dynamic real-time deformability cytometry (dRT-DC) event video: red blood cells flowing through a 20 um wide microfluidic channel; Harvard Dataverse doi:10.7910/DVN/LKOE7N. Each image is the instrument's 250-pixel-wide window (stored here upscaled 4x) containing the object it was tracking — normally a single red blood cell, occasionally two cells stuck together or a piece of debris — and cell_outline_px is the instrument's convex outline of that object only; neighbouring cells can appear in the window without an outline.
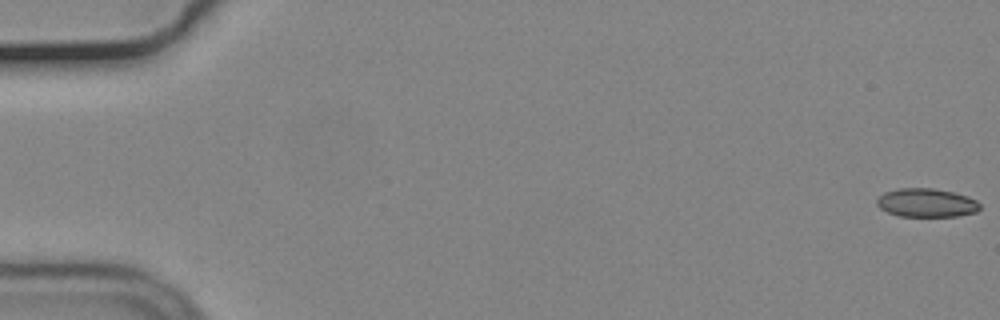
{"species": "common noctule bat (a hibernating species)", "species_latin": "Nyctalus noctula", "temperature_condition": "cold", "stored_images_in_passage": 56, "camera_frame_rate_fps": 3000, "um_per_image_px": 0.085, "animal": {"sex": "male", "body_mass_g": 19.2, "forearm_length_mm": 51.8}, "frame": {"image": 1, "passage_image": 1, "time_ms": 0.0, "image_size_px": [1000, 320], "cell_outline_px": [[980, 208], [976, 212], [956, 216], [900, 216], [888, 212], [880, 208], [876, 204], [876, 200], [884, 192], [896, 188], [932, 188], [952, 192], [968, 196], [976, 200], [980, 204]], "centroid_in_image_um": [78.74, 17.23], "position_along_channel_um": 6.3, "area_um2": 17.17}}
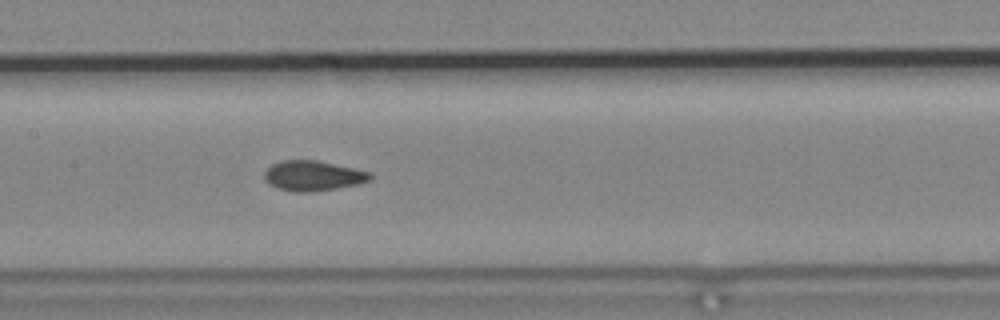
{"frame": {"image": 2, "passage_image": 28, "time_ms": 9.0, "image_size_px": [1000, 320], "cell_outline_px": [[372, 180], [360, 184], [336, 188], [300, 192], [296, 192], [276, 188], [268, 184], [264, 180], [264, 172], [272, 164], [284, 160], [316, 160], [352, 168], [368, 172], [372, 176]], "centroid_in_image_um": [26.57, 14.94], "position_along_channel_um": 180.8, "area_um2": 18.38}}
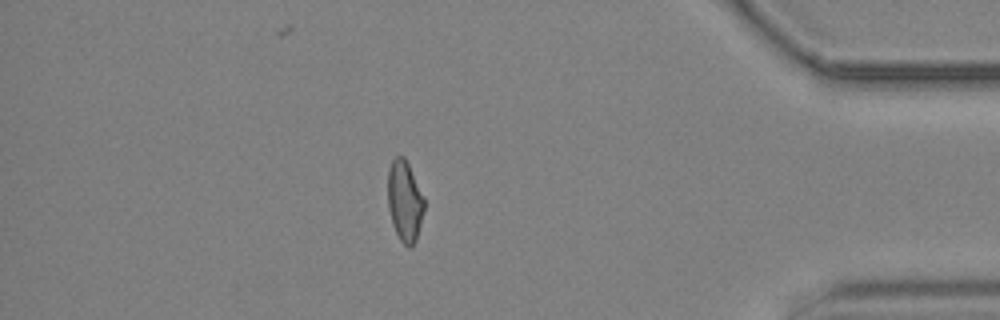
{"frame": {"image": 3, "passage_image": 49, "time_ms": 16.0, "image_size_px": [1000, 320], "cell_outline_px": [[424, 212], [416, 240], [412, 248], [408, 248], [400, 240], [392, 224], [388, 208], [388, 168], [392, 160], [396, 156], [404, 156], [424, 196]], "centroid_in_image_um": [34.4, 17.11], "position_along_channel_um": 400.8, "area_um2": 17.28}, "authors_computed_cell_mechanics": {"area_um2": 17.8602, "velocity_mm_per_s": 3.7043, "shape_relaxation_time_tau1_ms": null, "shape_relaxation_time_tau2_ms": 2.4832, "deformation_change_tau1": null, "deformation_change_tau2": 0.0726}}